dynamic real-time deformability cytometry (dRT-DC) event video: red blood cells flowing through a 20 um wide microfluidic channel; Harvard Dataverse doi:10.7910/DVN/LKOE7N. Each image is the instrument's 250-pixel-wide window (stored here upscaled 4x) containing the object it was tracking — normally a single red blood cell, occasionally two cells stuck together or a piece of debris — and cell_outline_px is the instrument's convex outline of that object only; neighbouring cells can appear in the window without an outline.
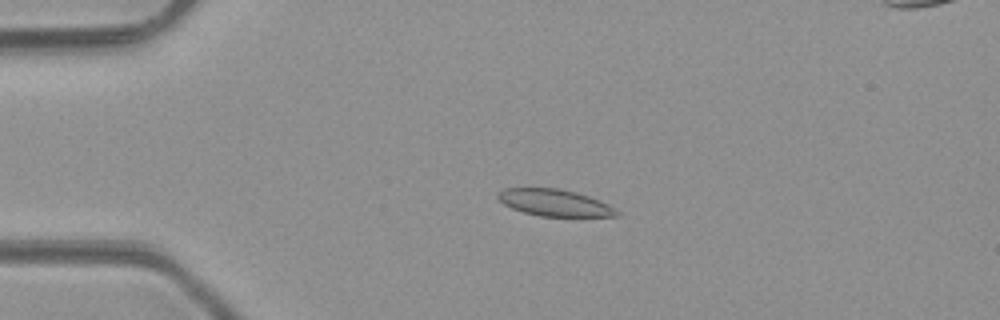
{"species": "common noctule bat (a hibernating species)", "species_latin": "Nyctalus noctula", "temperature_condition": "room temperature", "stored_images_in_passage": 4, "camera_frame_rate_fps": 3000, "um_per_image_px": 0.085, "animal": {"sex": "male", "body_mass_g": 23.1, "forearm_length_mm": 52.7}, "frame": {"image": 1, "passage_image": 2, "time_ms": 1.0, "image_size_px": [1000, 320], "cell_outline_px": [[620, 216], [540, 216], [524, 212], [512, 208], [504, 204], [496, 196], [496, 192], [504, 188], [556, 188], [576, 192], [600, 200], [608, 204], [620, 212]], "centroid_in_image_um": [47.13, 17.22], "position_along_channel_um": 37.9, "area_um2": 18.5}}
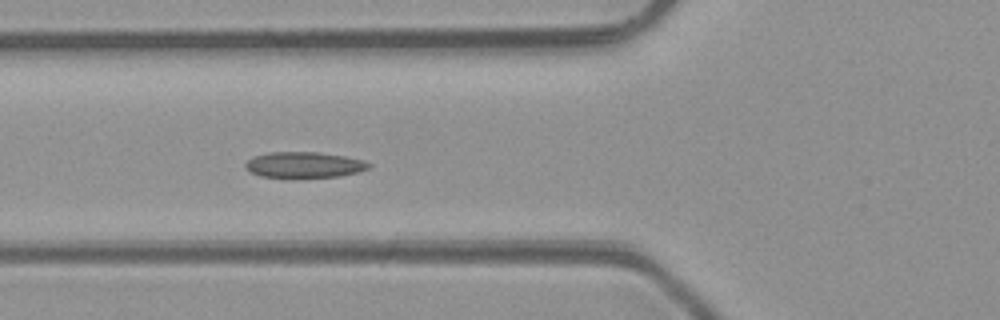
{"frame": {"image": 2, "passage_image": 4, "time_ms": 3.333, "image_size_px": [1000, 320], "cell_outline_px": [[372, 164], [368, 168], [356, 172], [340, 176], [260, 176], [244, 168], [244, 164], [252, 156], [268, 152], [320, 152], [344, 156], [364, 160]], "centroid_in_image_um": [25.83, 13.98], "position_along_channel_um": 100.0, "area_um2": 18.21}}